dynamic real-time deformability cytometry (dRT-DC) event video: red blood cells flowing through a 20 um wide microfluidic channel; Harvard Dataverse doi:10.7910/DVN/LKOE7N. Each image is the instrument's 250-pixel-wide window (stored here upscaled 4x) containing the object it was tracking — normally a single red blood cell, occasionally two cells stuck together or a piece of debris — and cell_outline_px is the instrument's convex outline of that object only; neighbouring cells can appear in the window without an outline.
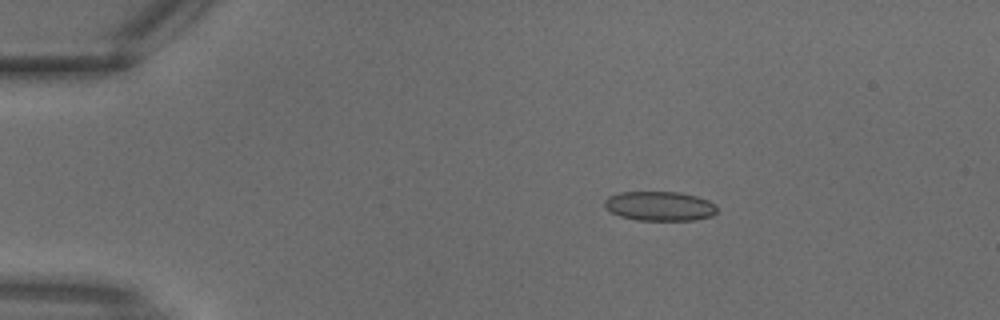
{"species": "common noctule bat (a hibernating species)", "species_latin": "Nyctalus noctula", "temperature_condition": "warm", "stored_images_in_passage": 3, "camera_frame_rate_fps": 3000, "um_per_image_px": 0.085, "animal": {"sex": "male", "body_mass_g": 18.8}, "frame": {"image": 1, "passage_image": 2, "time_ms": 0.333, "image_size_px": [1000, 320], "cell_outline_px": [[716, 212], [712, 216], [692, 220], [636, 220], [620, 216], [612, 212], [604, 204], [604, 200], [608, 196], [620, 192], [680, 192], [696, 196], [708, 200], [716, 204]], "centroid_in_image_um": [56.08, 17.51], "position_along_channel_um": 28.9, "area_um2": 19.25}}
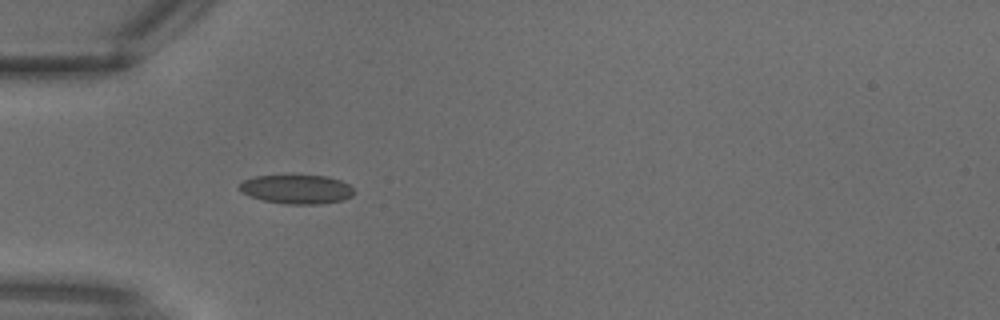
{"frame": {"image": 2, "passage_image": 3, "time_ms": 0.667, "image_size_px": [1000, 320], "cell_outline_px": [[356, 192], [352, 196], [344, 200], [320, 204], [288, 204], [264, 200], [252, 196], [236, 188], [244, 180], [256, 176], [292, 172], [328, 176], [340, 180], [348, 184]], "centroid_in_image_um": [25.25, 16.03], "position_along_channel_um": 59.8, "area_um2": 20.23}}